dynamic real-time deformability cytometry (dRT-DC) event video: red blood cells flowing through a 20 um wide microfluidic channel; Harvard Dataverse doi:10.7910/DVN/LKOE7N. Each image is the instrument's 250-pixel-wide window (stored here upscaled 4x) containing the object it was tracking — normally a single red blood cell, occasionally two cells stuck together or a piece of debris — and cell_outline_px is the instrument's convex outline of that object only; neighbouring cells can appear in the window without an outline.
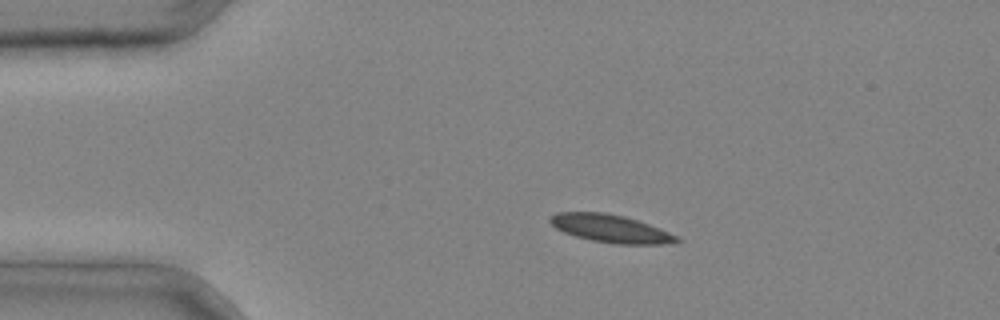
{"species": "common noctule bat (a hibernating species)", "species_latin": "Nyctalus noctula", "temperature_condition": "cold", "stored_images_in_passage": 3, "segment_of_instrument_passage": [1, 2], "camera_frame_rate_fps": 3000, "um_per_image_px": 0.085, "animal": {"sex": "male", "body_mass_g": 20.4}, "frame": {"image": 1, "passage_image": 1, "time_ms": 0.0, "image_size_px": [1000, 320], "cell_outline_px": [[684, 240], [660, 244], [616, 244], [592, 240], [576, 236], [564, 232], [556, 228], [548, 220], [556, 212], [604, 212], [624, 216], [660, 228]], "centroid_in_image_um": [51.89, 19.42], "position_along_channel_um": 33.1, "area_um2": 20.29}}